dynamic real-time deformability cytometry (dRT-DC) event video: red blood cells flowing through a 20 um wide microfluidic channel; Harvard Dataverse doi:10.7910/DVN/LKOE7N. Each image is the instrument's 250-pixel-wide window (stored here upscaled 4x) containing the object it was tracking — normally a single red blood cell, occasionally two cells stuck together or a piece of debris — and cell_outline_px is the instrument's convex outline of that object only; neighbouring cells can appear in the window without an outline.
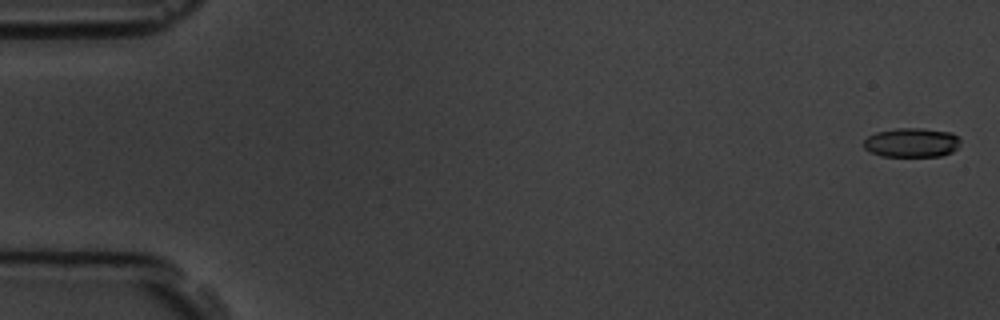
{"species": "common noctule bat (a hibernating species)", "species_latin": "Nyctalus noctula", "temperature_condition": "room temperature", "stored_images_in_passage": 7, "camera_frame_rate_fps": 3000, "um_per_image_px": 0.085, "animal": {"sex": "male", "body_mass_g": 19.5, "forearm_length_mm": 54.6}, "frame": {"image": 1, "passage_image": 1, "time_ms": 0.0, "image_size_px": [1000, 320], "cell_outline_px": [[960, 140], [956, 148], [952, 152], [940, 156], [880, 156], [864, 148], [864, 140], [868, 136], [876, 132], [896, 128], [920, 128], [952, 132], [960, 136]], "centroid_in_image_um": [77.5, 12.11], "position_along_channel_um": 7.5, "area_um2": 16.53}}
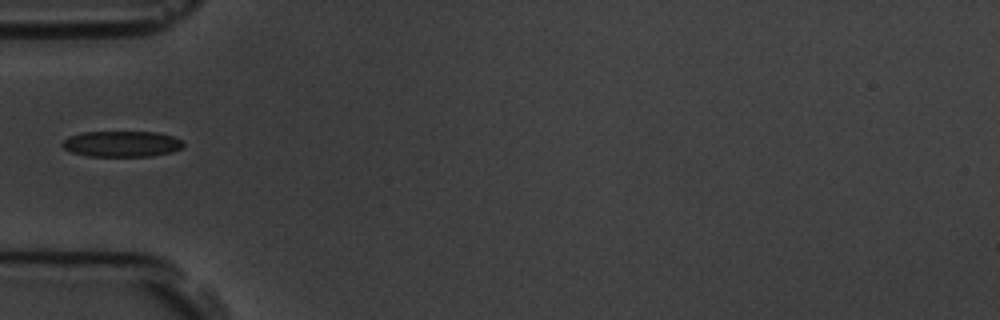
{"frame": {"image": 2, "passage_image": 6, "time_ms": 5.667, "image_size_px": [1000, 320], "cell_outline_px": [[184, 144], [180, 148], [172, 152], [152, 156], [88, 156], [72, 152], [64, 148], [60, 144], [68, 136], [84, 132], [156, 132], [172, 136], [184, 140]], "centroid_in_image_um": [10.35, 12.23], "position_along_channel_um": 74.6, "area_um2": 18.26}}
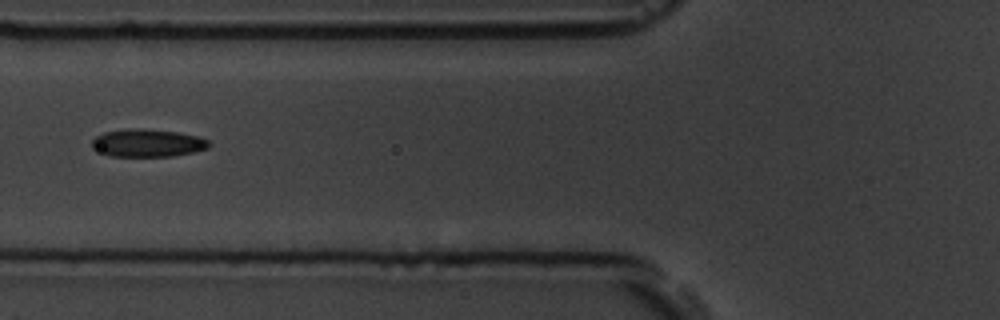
{"frame": {"image": 3, "passage_image": 7, "time_ms": 6.667, "image_size_px": [1000, 320], "cell_outline_px": [[208, 148], [192, 152], [172, 156], [112, 156], [92, 148], [92, 140], [96, 136], [104, 132], [128, 128], [140, 128], [176, 132], [196, 136], [208, 140]], "centroid_in_image_um": [12.5, 12.15], "position_along_channel_um": 113.3, "area_um2": 18.67}}